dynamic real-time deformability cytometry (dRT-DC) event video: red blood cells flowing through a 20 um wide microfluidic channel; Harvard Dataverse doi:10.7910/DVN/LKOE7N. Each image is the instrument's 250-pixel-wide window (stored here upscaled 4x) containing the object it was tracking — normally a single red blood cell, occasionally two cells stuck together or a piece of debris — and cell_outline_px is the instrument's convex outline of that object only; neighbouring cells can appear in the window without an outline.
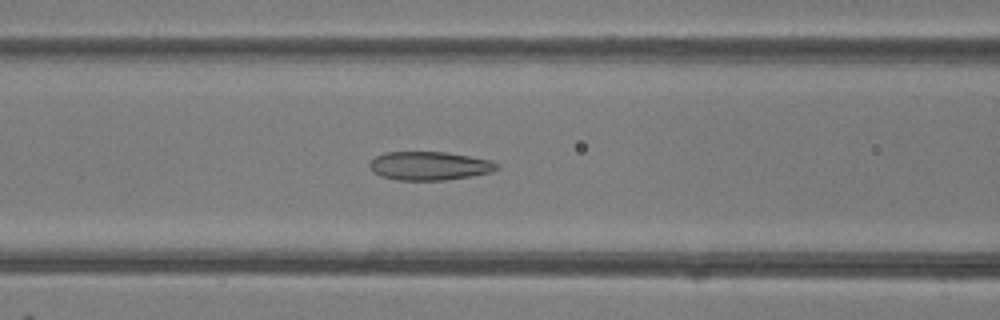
{"species": "common noctule bat (a hibernating species)", "species_latin": "Nyctalus noctula", "temperature_condition": "room temperature", "stored_images_in_passage": 49, "camera_frame_rate_fps": 3000, "um_per_image_px": 0.085, "animal": {"sex": "female"}, "frame": {"image": 1, "passage_image": 19, "time_ms": 6.0, "image_size_px": [1000, 320], "cell_outline_px": [[500, 168], [492, 172], [472, 176], [444, 180], [396, 180], [380, 176], [372, 172], [368, 164], [376, 156], [384, 152], [448, 152], [492, 160], [500, 164]], "centroid_in_image_um": [36.53, 14.1], "position_along_channel_um": 130.1, "area_um2": 21.5}}
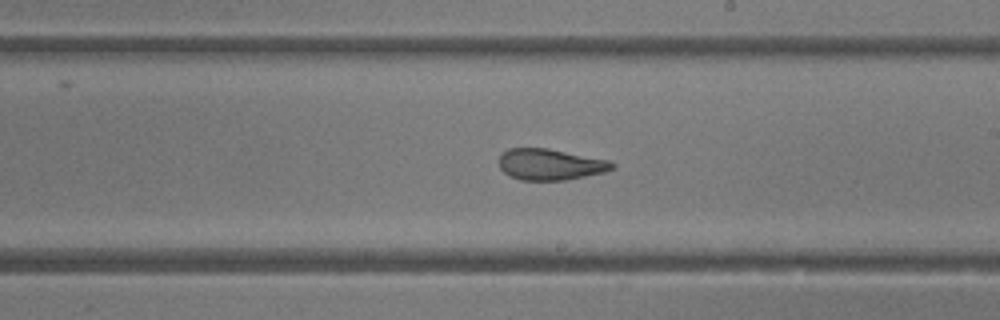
{"frame": {"image": 2, "passage_image": 27, "time_ms": 8.667, "image_size_px": [1000, 320], "cell_outline_px": [[616, 164], [612, 168], [604, 172], [564, 180], [520, 180], [504, 172], [500, 168], [500, 156], [508, 148], [548, 148], [608, 160]], "centroid_in_image_um": [46.76, 13.97], "position_along_channel_um": 242.2, "area_um2": 20.29}}
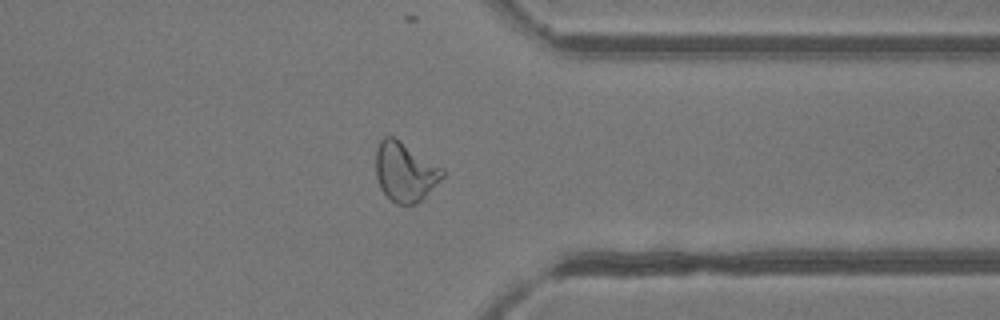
{"frame": {"image": 3, "passage_image": 37, "time_ms": 12.0, "image_size_px": [1000, 320], "cell_outline_px": [[444, 176], [416, 204], [396, 204], [380, 188], [376, 176], [376, 148], [380, 140], [384, 136], [392, 136], [444, 168]], "centroid_in_image_um": [34.41, 14.59], "position_along_channel_um": 377.0, "area_um2": 22.72}, "authors_computed_cell_mechanics": {"area_um2": 23.5824, "velocity_mm_per_s": 4.2096, "shape_relaxation_time_tau1_ms": 7.0929, "shape_relaxation_time_tau2_ms": 1.369, "deformation_change_tau1": 0.194, "deformation_change_tau2": 0.0787}}